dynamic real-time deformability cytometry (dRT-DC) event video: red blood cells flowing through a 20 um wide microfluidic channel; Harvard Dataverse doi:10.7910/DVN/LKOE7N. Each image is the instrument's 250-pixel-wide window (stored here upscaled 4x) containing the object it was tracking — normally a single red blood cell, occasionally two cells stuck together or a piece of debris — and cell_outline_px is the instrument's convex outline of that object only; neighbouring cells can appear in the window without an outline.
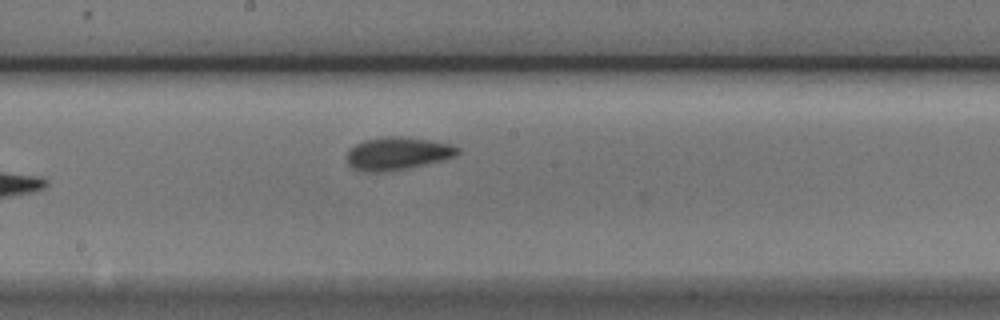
{"species": "Egyptian fruit bat (a non-hibernating species)", "species_latin": "Rousettus aegyptiacus", "temperature_condition": "cold", "stored_images_in_passage": 8, "camera_frame_rate_fps": 3000, "um_per_image_px": 0.085, "animal": {"sex": "male"}, "frame": {"image": 1, "passage_image": 8, "time_ms": 2.333, "image_size_px": [1000, 320], "cell_outline_px": [[460, 152], [456, 156], [424, 164], [404, 168], [380, 172], [364, 172], [352, 168], [348, 164], [348, 148], [364, 140], [384, 136], [400, 136], [432, 140], [452, 144], [460, 148]], "centroid_in_image_um": [33.78, 13.03], "position_along_channel_um": 214.4, "area_um2": 21.15}}